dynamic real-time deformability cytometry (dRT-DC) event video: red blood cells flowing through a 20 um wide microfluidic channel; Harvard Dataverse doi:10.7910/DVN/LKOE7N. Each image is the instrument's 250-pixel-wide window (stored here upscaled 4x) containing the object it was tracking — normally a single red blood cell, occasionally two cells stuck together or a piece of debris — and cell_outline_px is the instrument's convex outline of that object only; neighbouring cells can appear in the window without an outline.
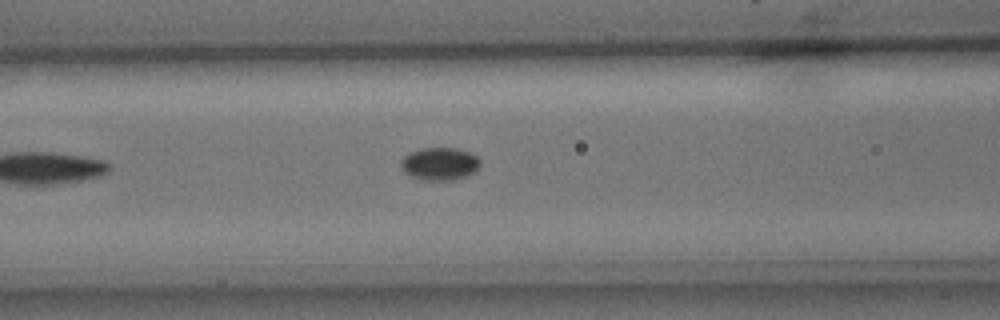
{"species": "common noctule bat (a hibernating species)", "species_latin": "Nyctalus noctula", "temperature_condition": "cold", "stored_images_in_passage": 6, "camera_frame_rate_fps": 3000, "um_per_image_px": 0.085, "animal": {"sex": "male", "body_mass_g": 15.6}, "frame": {"image": 1, "passage_image": 6, "time_ms": 1.667, "image_size_px": [1000, 320], "cell_outline_px": [[480, 164], [472, 172], [464, 176], [452, 180], [428, 180], [412, 176], [404, 172], [400, 164], [400, 160], [408, 152], [420, 148], [456, 148], [472, 152], [480, 160]], "centroid_in_image_um": [37.34, 13.89], "position_along_channel_um": 129.3, "area_um2": 15.03}}